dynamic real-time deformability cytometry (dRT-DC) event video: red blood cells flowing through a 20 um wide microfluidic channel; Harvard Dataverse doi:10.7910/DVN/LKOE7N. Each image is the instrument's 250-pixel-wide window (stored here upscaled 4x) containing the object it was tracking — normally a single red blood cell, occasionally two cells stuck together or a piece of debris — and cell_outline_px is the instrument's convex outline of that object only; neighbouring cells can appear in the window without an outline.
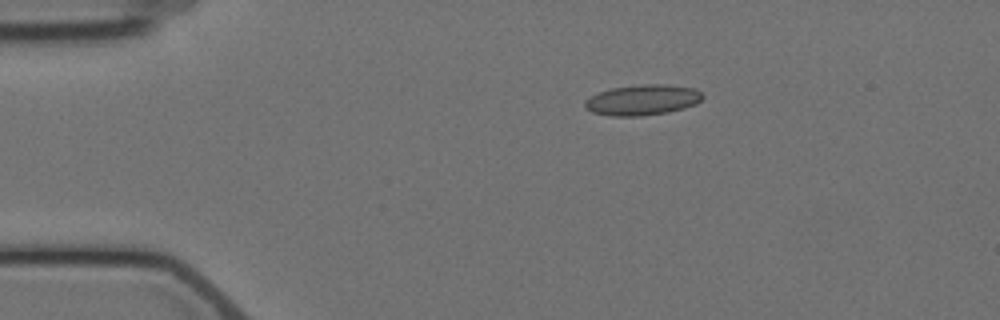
{"species": "Egyptian fruit bat (a non-hibernating species)", "species_latin": "Rousettus aegyptiacus", "temperature_condition": "cold", "stored_images_in_passage": 4, "camera_frame_rate_fps": 3000, "um_per_image_px": 0.085, "animal": {"sex": "female"}, "frame": {"image": 1, "passage_image": 2, "time_ms": 1.333, "image_size_px": [1000, 320], "cell_outline_px": [[704, 96], [696, 104], [684, 108], [668, 112], [640, 116], [612, 116], [592, 112], [584, 108], [584, 100], [600, 92], [612, 88], [640, 84], [668, 84], [696, 88]], "centroid_in_image_um": [54.62, 8.49], "position_along_channel_um": 30.4, "area_um2": 21.04}}